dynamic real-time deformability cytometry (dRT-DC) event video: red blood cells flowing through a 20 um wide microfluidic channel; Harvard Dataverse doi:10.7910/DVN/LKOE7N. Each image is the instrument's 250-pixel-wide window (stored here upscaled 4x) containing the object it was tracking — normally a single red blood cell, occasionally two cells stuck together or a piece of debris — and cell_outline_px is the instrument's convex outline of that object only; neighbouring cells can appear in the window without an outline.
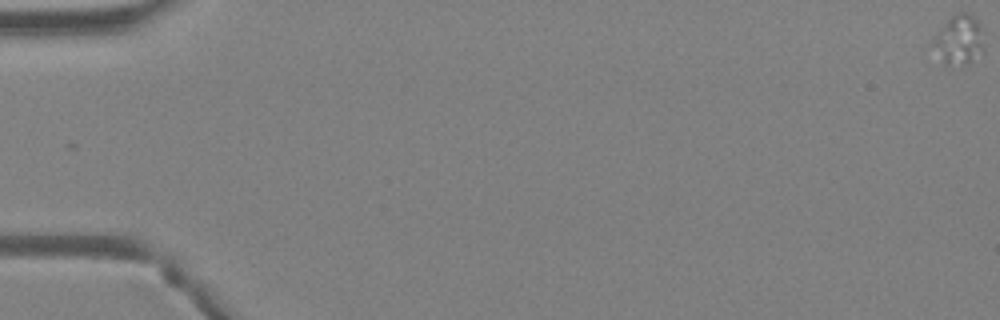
{"species": "Egyptian fruit bat (a non-hibernating species)", "species_latin": "Rousettus aegyptiacus", "temperature_condition": "warm", "stored_images_in_passage": 12, "camera_frame_rate_fps": 3000, "um_per_image_px": 0.085, "animal": {"sex": "female"}, "frame": {"image": 1, "passage_image": 1, "time_ms": 0.0, "image_size_px": [1000, 320], "cell_outline_px": [[984, 52], [968, 64], [960, 68], [948, 68], [944, 64], [932, 40], [944, 24], [952, 16], [960, 12], [964, 12], [972, 16], [976, 20], [980, 28], [984, 48]], "centroid_in_image_um": [81.54, 3.48], "position_along_channel_um": 3.5, "area_um2": 14.62}}